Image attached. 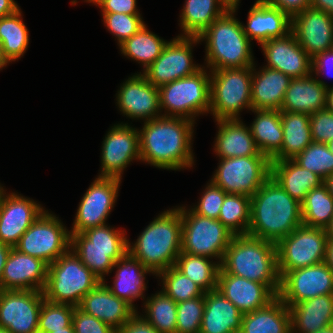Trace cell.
<instances>
[{
    "label": "cell",
    "mask_w": 333,
    "mask_h": 333,
    "mask_svg": "<svg viewBox=\"0 0 333 333\" xmlns=\"http://www.w3.org/2000/svg\"><path fill=\"white\" fill-rule=\"evenodd\" d=\"M179 117L161 116L144 122L139 131L140 160L162 168L179 170L192 167L193 124Z\"/></svg>",
    "instance_id": "obj_1"
},
{
    "label": "cell",
    "mask_w": 333,
    "mask_h": 333,
    "mask_svg": "<svg viewBox=\"0 0 333 333\" xmlns=\"http://www.w3.org/2000/svg\"><path fill=\"white\" fill-rule=\"evenodd\" d=\"M302 225L301 203L272 177L251 196L249 236L277 244Z\"/></svg>",
    "instance_id": "obj_2"
},
{
    "label": "cell",
    "mask_w": 333,
    "mask_h": 333,
    "mask_svg": "<svg viewBox=\"0 0 333 333\" xmlns=\"http://www.w3.org/2000/svg\"><path fill=\"white\" fill-rule=\"evenodd\" d=\"M220 269L224 273L266 284L276 295L280 289L276 244L249 235L234 236Z\"/></svg>",
    "instance_id": "obj_3"
},
{
    "label": "cell",
    "mask_w": 333,
    "mask_h": 333,
    "mask_svg": "<svg viewBox=\"0 0 333 333\" xmlns=\"http://www.w3.org/2000/svg\"><path fill=\"white\" fill-rule=\"evenodd\" d=\"M128 240V252L153 274L175 266L182 247V217L180 208L164 211L140 234L133 246Z\"/></svg>",
    "instance_id": "obj_4"
},
{
    "label": "cell",
    "mask_w": 333,
    "mask_h": 333,
    "mask_svg": "<svg viewBox=\"0 0 333 333\" xmlns=\"http://www.w3.org/2000/svg\"><path fill=\"white\" fill-rule=\"evenodd\" d=\"M237 6L229 8L198 37L206 41L207 67L211 70L253 67L250 40L242 23L233 15Z\"/></svg>",
    "instance_id": "obj_5"
},
{
    "label": "cell",
    "mask_w": 333,
    "mask_h": 333,
    "mask_svg": "<svg viewBox=\"0 0 333 333\" xmlns=\"http://www.w3.org/2000/svg\"><path fill=\"white\" fill-rule=\"evenodd\" d=\"M92 273L70 248L55 262L48 265L44 298L50 302L78 307L82 298L99 283Z\"/></svg>",
    "instance_id": "obj_6"
},
{
    "label": "cell",
    "mask_w": 333,
    "mask_h": 333,
    "mask_svg": "<svg viewBox=\"0 0 333 333\" xmlns=\"http://www.w3.org/2000/svg\"><path fill=\"white\" fill-rule=\"evenodd\" d=\"M210 112L215 120L240 119L245 107L252 111V67L211 70Z\"/></svg>",
    "instance_id": "obj_7"
},
{
    "label": "cell",
    "mask_w": 333,
    "mask_h": 333,
    "mask_svg": "<svg viewBox=\"0 0 333 333\" xmlns=\"http://www.w3.org/2000/svg\"><path fill=\"white\" fill-rule=\"evenodd\" d=\"M210 76L202 67L193 75L159 87L160 109L169 112L162 116L194 121L195 115L210 111Z\"/></svg>",
    "instance_id": "obj_8"
},
{
    "label": "cell",
    "mask_w": 333,
    "mask_h": 333,
    "mask_svg": "<svg viewBox=\"0 0 333 333\" xmlns=\"http://www.w3.org/2000/svg\"><path fill=\"white\" fill-rule=\"evenodd\" d=\"M182 217L181 252L207 258L216 257L222 263L224 253L235 236L220 220L203 217L192 209L180 207Z\"/></svg>",
    "instance_id": "obj_9"
},
{
    "label": "cell",
    "mask_w": 333,
    "mask_h": 333,
    "mask_svg": "<svg viewBox=\"0 0 333 333\" xmlns=\"http://www.w3.org/2000/svg\"><path fill=\"white\" fill-rule=\"evenodd\" d=\"M328 236L325 228L298 226L277 244L278 272L309 267L326 259Z\"/></svg>",
    "instance_id": "obj_10"
},
{
    "label": "cell",
    "mask_w": 333,
    "mask_h": 333,
    "mask_svg": "<svg viewBox=\"0 0 333 333\" xmlns=\"http://www.w3.org/2000/svg\"><path fill=\"white\" fill-rule=\"evenodd\" d=\"M270 177L267 156H246L221 159L211 181L226 193L251 197Z\"/></svg>",
    "instance_id": "obj_11"
},
{
    "label": "cell",
    "mask_w": 333,
    "mask_h": 333,
    "mask_svg": "<svg viewBox=\"0 0 333 333\" xmlns=\"http://www.w3.org/2000/svg\"><path fill=\"white\" fill-rule=\"evenodd\" d=\"M53 214L44 211L21 236L17 250L48 265L70 249L71 234Z\"/></svg>",
    "instance_id": "obj_12"
},
{
    "label": "cell",
    "mask_w": 333,
    "mask_h": 333,
    "mask_svg": "<svg viewBox=\"0 0 333 333\" xmlns=\"http://www.w3.org/2000/svg\"><path fill=\"white\" fill-rule=\"evenodd\" d=\"M199 37L177 36L168 42L160 56L146 69L143 75L159 88L177 79L195 74L201 69L193 64L192 43H199Z\"/></svg>",
    "instance_id": "obj_13"
},
{
    "label": "cell",
    "mask_w": 333,
    "mask_h": 333,
    "mask_svg": "<svg viewBox=\"0 0 333 333\" xmlns=\"http://www.w3.org/2000/svg\"><path fill=\"white\" fill-rule=\"evenodd\" d=\"M326 294H333V271L325 261L287 271L280 277L277 296L288 307Z\"/></svg>",
    "instance_id": "obj_14"
},
{
    "label": "cell",
    "mask_w": 333,
    "mask_h": 333,
    "mask_svg": "<svg viewBox=\"0 0 333 333\" xmlns=\"http://www.w3.org/2000/svg\"><path fill=\"white\" fill-rule=\"evenodd\" d=\"M44 294L36 290H0V328L11 333H34Z\"/></svg>",
    "instance_id": "obj_15"
},
{
    "label": "cell",
    "mask_w": 333,
    "mask_h": 333,
    "mask_svg": "<svg viewBox=\"0 0 333 333\" xmlns=\"http://www.w3.org/2000/svg\"><path fill=\"white\" fill-rule=\"evenodd\" d=\"M121 179L98 176L84 194L70 233H82L86 229L106 224L117 198Z\"/></svg>",
    "instance_id": "obj_16"
},
{
    "label": "cell",
    "mask_w": 333,
    "mask_h": 333,
    "mask_svg": "<svg viewBox=\"0 0 333 333\" xmlns=\"http://www.w3.org/2000/svg\"><path fill=\"white\" fill-rule=\"evenodd\" d=\"M101 177L122 179V171L132 161L140 160L139 130L128 124L114 125L102 144Z\"/></svg>",
    "instance_id": "obj_17"
},
{
    "label": "cell",
    "mask_w": 333,
    "mask_h": 333,
    "mask_svg": "<svg viewBox=\"0 0 333 333\" xmlns=\"http://www.w3.org/2000/svg\"><path fill=\"white\" fill-rule=\"evenodd\" d=\"M5 194L4 188L0 187V242L15 247L45 210L38 203L17 193Z\"/></svg>",
    "instance_id": "obj_18"
},
{
    "label": "cell",
    "mask_w": 333,
    "mask_h": 333,
    "mask_svg": "<svg viewBox=\"0 0 333 333\" xmlns=\"http://www.w3.org/2000/svg\"><path fill=\"white\" fill-rule=\"evenodd\" d=\"M291 32L312 58L333 48V15L310 6L291 17Z\"/></svg>",
    "instance_id": "obj_19"
},
{
    "label": "cell",
    "mask_w": 333,
    "mask_h": 333,
    "mask_svg": "<svg viewBox=\"0 0 333 333\" xmlns=\"http://www.w3.org/2000/svg\"><path fill=\"white\" fill-rule=\"evenodd\" d=\"M48 264L12 247L1 278V290H36L43 292Z\"/></svg>",
    "instance_id": "obj_20"
},
{
    "label": "cell",
    "mask_w": 333,
    "mask_h": 333,
    "mask_svg": "<svg viewBox=\"0 0 333 333\" xmlns=\"http://www.w3.org/2000/svg\"><path fill=\"white\" fill-rule=\"evenodd\" d=\"M119 110L130 118L149 121L160 117L159 90L143 74H136L126 80L117 94Z\"/></svg>",
    "instance_id": "obj_21"
},
{
    "label": "cell",
    "mask_w": 333,
    "mask_h": 333,
    "mask_svg": "<svg viewBox=\"0 0 333 333\" xmlns=\"http://www.w3.org/2000/svg\"><path fill=\"white\" fill-rule=\"evenodd\" d=\"M260 45L268 62L266 67L281 71L291 78L307 77L312 73L311 57L299 45L292 32Z\"/></svg>",
    "instance_id": "obj_22"
},
{
    "label": "cell",
    "mask_w": 333,
    "mask_h": 333,
    "mask_svg": "<svg viewBox=\"0 0 333 333\" xmlns=\"http://www.w3.org/2000/svg\"><path fill=\"white\" fill-rule=\"evenodd\" d=\"M217 290L242 314L266 306L277 296L266 284L224 273L221 269L218 273Z\"/></svg>",
    "instance_id": "obj_23"
},
{
    "label": "cell",
    "mask_w": 333,
    "mask_h": 333,
    "mask_svg": "<svg viewBox=\"0 0 333 333\" xmlns=\"http://www.w3.org/2000/svg\"><path fill=\"white\" fill-rule=\"evenodd\" d=\"M78 307L116 331L137 312L130 304L113 295L105 281L88 292Z\"/></svg>",
    "instance_id": "obj_24"
},
{
    "label": "cell",
    "mask_w": 333,
    "mask_h": 333,
    "mask_svg": "<svg viewBox=\"0 0 333 333\" xmlns=\"http://www.w3.org/2000/svg\"><path fill=\"white\" fill-rule=\"evenodd\" d=\"M247 26L243 31L248 39L258 43L284 37L291 32V17L266 2H257L249 11Z\"/></svg>",
    "instance_id": "obj_25"
},
{
    "label": "cell",
    "mask_w": 333,
    "mask_h": 333,
    "mask_svg": "<svg viewBox=\"0 0 333 333\" xmlns=\"http://www.w3.org/2000/svg\"><path fill=\"white\" fill-rule=\"evenodd\" d=\"M328 86L312 77L292 78L287 88L280 111L313 114L326 108Z\"/></svg>",
    "instance_id": "obj_26"
},
{
    "label": "cell",
    "mask_w": 333,
    "mask_h": 333,
    "mask_svg": "<svg viewBox=\"0 0 333 333\" xmlns=\"http://www.w3.org/2000/svg\"><path fill=\"white\" fill-rule=\"evenodd\" d=\"M243 314L217 289L205 292L200 333L240 332Z\"/></svg>",
    "instance_id": "obj_27"
},
{
    "label": "cell",
    "mask_w": 333,
    "mask_h": 333,
    "mask_svg": "<svg viewBox=\"0 0 333 333\" xmlns=\"http://www.w3.org/2000/svg\"><path fill=\"white\" fill-rule=\"evenodd\" d=\"M251 84L252 110H280L291 77L281 71L264 67L253 72ZM257 73V74H256Z\"/></svg>",
    "instance_id": "obj_28"
},
{
    "label": "cell",
    "mask_w": 333,
    "mask_h": 333,
    "mask_svg": "<svg viewBox=\"0 0 333 333\" xmlns=\"http://www.w3.org/2000/svg\"><path fill=\"white\" fill-rule=\"evenodd\" d=\"M219 125L214 150L220 159L265 156L256 146L250 128L240 119L216 120Z\"/></svg>",
    "instance_id": "obj_29"
},
{
    "label": "cell",
    "mask_w": 333,
    "mask_h": 333,
    "mask_svg": "<svg viewBox=\"0 0 333 333\" xmlns=\"http://www.w3.org/2000/svg\"><path fill=\"white\" fill-rule=\"evenodd\" d=\"M289 311L291 333H297V330L300 333H316L333 324V294L316 296L294 304L289 307Z\"/></svg>",
    "instance_id": "obj_30"
},
{
    "label": "cell",
    "mask_w": 333,
    "mask_h": 333,
    "mask_svg": "<svg viewBox=\"0 0 333 333\" xmlns=\"http://www.w3.org/2000/svg\"><path fill=\"white\" fill-rule=\"evenodd\" d=\"M117 267L113 287L108 286L111 293L118 298L130 304L134 309L133 300L143 297V291L146 290L145 274L153 273L145 267L137 258L132 256L128 251L115 262Z\"/></svg>",
    "instance_id": "obj_31"
},
{
    "label": "cell",
    "mask_w": 333,
    "mask_h": 333,
    "mask_svg": "<svg viewBox=\"0 0 333 333\" xmlns=\"http://www.w3.org/2000/svg\"><path fill=\"white\" fill-rule=\"evenodd\" d=\"M271 177L300 203L310 190L324 183L320 176L302 168L293 159L271 161Z\"/></svg>",
    "instance_id": "obj_32"
},
{
    "label": "cell",
    "mask_w": 333,
    "mask_h": 333,
    "mask_svg": "<svg viewBox=\"0 0 333 333\" xmlns=\"http://www.w3.org/2000/svg\"><path fill=\"white\" fill-rule=\"evenodd\" d=\"M240 333H291L289 307L276 296L266 306L243 314Z\"/></svg>",
    "instance_id": "obj_33"
},
{
    "label": "cell",
    "mask_w": 333,
    "mask_h": 333,
    "mask_svg": "<svg viewBox=\"0 0 333 333\" xmlns=\"http://www.w3.org/2000/svg\"><path fill=\"white\" fill-rule=\"evenodd\" d=\"M257 114L250 126L256 146L271 161L282 160L283 130L280 110H252Z\"/></svg>",
    "instance_id": "obj_34"
},
{
    "label": "cell",
    "mask_w": 333,
    "mask_h": 333,
    "mask_svg": "<svg viewBox=\"0 0 333 333\" xmlns=\"http://www.w3.org/2000/svg\"><path fill=\"white\" fill-rule=\"evenodd\" d=\"M180 25L184 35L198 37L230 7L224 0H186Z\"/></svg>",
    "instance_id": "obj_35"
},
{
    "label": "cell",
    "mask_w": 333,
    "mask_h": 333,
    "mask_svg": "<svg viewBox=\"0 0 333 333\" xmlns=\"http://www.w3.org/2000/svg\"><path fill=\"white\" fill-rule=\"evenodd\" d=\"M281 120L283 130L282 160L294 159L313 142L310 115L281 111Z\"/></svg>",
    "instance_id": "obj_36"
},
{
    "label": "cell",
    "mask_w": 333,
    "mask_h": 333,
    "mask_svg": "<svg viewBox=\"0 0 333 333\" xmlns=\"http://www.w3.org/2000/svg\"><path fill=\"white\" fill-rule=\"evenodd\" d=\"M125 231H119L104 224L71 234V249L128 250Z\"/></svg>",
    "instance_id": "obj_37"
},
{
    "label": "cell",
    "mask_w": 333,
    "mask_h": 333,
    "mask_svg": "<svg viewBox=\"0 0 333 333\" xmlns=\"http://www.w3.org/2000/svg\"><path fill=\"white\" fill-rule=\"evenodd\" d=\"M209 261V258L181 252L175 267L185 276L199 285L205 292L217 289L220 263Z\"/></svg>",
    "instance_id": "obj_38"
},
{
    "label": "cell",
    "mask_w": 333,
    "mask_h": 333,
    "mask_svg": "<svg viewBox=\"0 0 333 333\" xmlns=\"http://www.w3.org/2000/svg\"><path fill=\"white\" fill-rule=\"evenodd\" d=\"M167 43V41L148 31L146 25H144L119 46L123 55L139 61V63L141 62L146 69L160 56Z\"/></svg>",
    "instance_id": "obj_39"
},
{
    "label": "cell",
    "mask_w": 333,
    "mask_h": 333,
    "mask_svg": "<svg viewBox=\"0 0 333 333\" xmlns=\"http://www.w3.org/2000/svg\"><path fill=\"white\" fill-rule=\"evenodd\" d=\"M301 207L303 225L326 228L333 217V196L323 183L306 194Z\"/></svg>",
    "instance_id": "obj_40"
},
{
    "label": "cell",
    "mask_w": 333,
    "mask_h": 333,
    "mask_svg": "<svg viewBox=\"0 0 333 333\" xmlns=\"http://www.w3.org/2000/svg\"><path fill=\"white\" fill-rule=\"evenodd\" d=\"M21 16L18 9L14 14L0 18V39L4 54L10 62L23 56L29 44V31Z\"/></svg>",
    "instance_id": "obj_41"
},
{
    "label": "cell",
    "mask_w": 333,
    "mask_h": 333,
    "mask_svg": "<svg viewBox=\"0 0 333 333\" xmlns=\"http://www.w3.org/2000/svg\"><path fill=\"white\" fill-rule=\"evenodd\" d=\"M251 197L227 193L218 220L235 236L247 235L250 224Z\"/></svg>",
    "instance_id": "obj_42"
},
{
    "label": "cell",
    "mask_w": 333,
    "mask_h": 333,
    "mask_svg": "<svg viewBox=\"0 0 333 333\" xmlns=\"http://www.w3.org/2000/svg\"><path fill=\"white\" fill-rule=\"evenodd\" d=\"M147 320L160 333H176L177 303L163 290L147 299Z\"/></svg>",
    "instance_id": "obj_43"
},
{
    "label": "cell",
    "mask_w": 333,
    "mask_h": 333,
    "mask_svg": "<svg viewBox=\"0 0 333 333\" xmlns=\"http://www.w3.org/2000/svg\"><path fill=\"white\" fill-rule=\"evenodd\" d=\"M163 278L162 290L176 303L203 296L205 291L185 276L175 266H171L157 274Z\"/></svg>",
    "instance_id": "obj_44"
},
{
    "label": "cell",
    "mask_w": 333,
    "mask_h": 333,
    "mask_svg": "<svg viewBox=\"0 0 333 333\" xmlns=\"http://www.w3.org/2000/svg\"><path fill=\"white\" fill-rule=\"evenodd\" d=\"M293 160L323 180L333 174V154L325 143L312 142Z\"/></svg>",
    "instance_id": "obj_45"
},
{
    "label": "cell",
    "mask_w": 333,
    "mask_h": 333,
    "mask_svg": "<svg viewBox=\"0 0 333 333\" xmlns=\"http://www.w3.org/2000/svg\"><path fill=\"white\" fill-rule=\"evenodd\" d=\"M73 251L81 262L103 282L104 275L111 272L115 262L128 250L73 249Z\"/></svg>",
    "instance_id": "obj_46"
},
{
    "label": "cell",
    "mask_w": 333,
    "mask_h": 333,
    "mask_svg": "<svg viewBox=\"0 0 333 333\" xmlns=\"http://www.w3.org/2000/svg\"><path fill=\"white\" fill-rule=\"evenodd\" d=\"M75 306L50 302L46 299L39 313L38 331L51 333L70 326Z\"/></svg>",
    "instance_id": "obj_47"
},
{
    "label": "cell",
    "mask_w": 333,
    "mask_h": 333,
    "mask_svg": "<svg viewBox=\"0 0 333 333\" xmlns=\"http://www.w3.org/2000/svg\"><path fill=\"white\" fill-rule=\"evenodd\" d=\"M205 307L203 296L177 303L176 333H200Z\"/></svg>",
    "instance_id": "obj_48"
},
{
    "label": "cell",
    "mask_w": 333,
    "mask_h": 333,
    "mask_svg": "<svg viewBox=\"0 0 333 333\" xmlns=\"http://www.w3.org/2000/svg\"><path fill=\"white\" fill-rule=\"evenodd\" d=\"M102 16L106 27L115 35L119 44L130 38L145 25L140 15L106 13Z\"/></svg>",
    "instance_id": "obj_49"
},
{
    "label": "cell",
    "mask_w": 333,
    "mask_h": 333,
    "mask_svg": "<svg viewBox=\"0 0 333 333\" xmlns=\"http://www.w3.org/2000/svg\"><path fill=\"white\" fill-rule=\"evenodd\" d=\"M226 192L212 181L206 186L198 205L192 210L200 216L218 219Z\"/></svg>",
    "instance_id": "obj_50"
},
{
    "label": "cell",
    "mask_w": 333,
    "mask_h": 333,
    "mask_svg": "<svg viewBox=\"0 0 333 333\" xmlns=\"http://www.w3.org/2000/svg\"><path fill=\"white\" fill-rule=\"evenodd\" d=\"M310 127L312 141L327 144L333 140V113L324 108L311 114Z\"/></svg>",
    "instance_id": "obj_51"
},
{
    "label": "cell",
    "mask_w": 333,
    "mask_h": 333,
    "mask_svg": "<svg viewBox=\"0 0 333 333\" xmlns=\"http://www.w3.org/2000/svg\"><path fill=\"white\" fill-rule=\"evenodd\" d=\"M72 324L75 333H117L110 325L75 307Z\"/></svg>",
    "instance_id": "obj_52"
},
{
    "label": "cell",
    "mask_w": 333,
    "mask_h": 333,
    "mask_svg": "<svg viewBox=\"0 0 333 333\" xmlns=\"http://www.w3.org/2000/svg\"><path fill=\"white\" fill-rule=\"evenodd\" d=\"M99 6L102 14L124 13L128 15H140L136 8V0H85Z\"/></svg>",
    "instance_id": "obj_53"
},
{
    "label": "cell",
    "mask_w": 333,
    "mask_h": 333,
    "mask_svg": "<svg viewBox=\"0 0 333 333\" xmlns=\"http://www.w3.org/2000/svg\"><path fill=\"white\" fill-rule=\"evenodd\" d=\"M117 333H160L137 312L117 330Z\"/></svg>",
    "instance_id": "obj_54"
},
{
    "label": "cell",
    "mask_w": 333,
    "mask_h": 333,
    "mask_svg": "<svg viewBox=\"0 0 333 333\" xmlns=\"http://www.w3.org/2000/svg\"><path fill=\"white\" fill-rule=\"evenodd\" d=\"M266 3L277 7L290 17L310 7V0H267Z\"/></svg>",
    "instance_id": "obj_55"
},
{
    "label": "cell",
    "mask_w": 333,
    "mask_h": 333,
    "mask_svg": "<svg viewBox=\"0 0 333 333\" xmlns=\"http://www.w3.org/2000/svg\"><path fill=\"white\" fill-rule=\"evenodd\" d=\"M327 67L329 68L328 73L331 72L333 68V48L320 52L311 58V72H315L316 75L325 71L324 69Z\"/></svg>",
    "instance_id": "obj_56"
},
{
    "label": "cell",
    "mask_w": 333,
    "mask_h": 333,
    "mask_svg": "<svg viewBox=\"0 0 333 333\" xmlns=\"http://www.w3.org/2000/svg\"><path fill=\"white\" fill-rule=\"evenodd\" d=\"M18 9L14 0H0V18L14 14Z\"/></svg>",
    "instance_id": "obj_57"
},
{
    "label": "cell",
    "mask_w": 333,
    "mask_h": 333,
    "mask_svg": "<svg viewBox=\"0 0 333 333\" xmlns=\"http://www.w3.org/2000/svg\"><path fill=\"white\" fill-rule=\"evenodd\" d=\"M310 6L314 9L333 15V0H311Z\"/></svg>",
    "instance_id": "obj_58"
},
{
    "label": "cell",
    "mask_w": 333,
    "mask_h": 333,
    "mask_svg": "<svg viewBox=\"0 0 333 333\" xmlns=\"http://www.w3.org/2000/svg\"><path fill=\"white\" fill-rule=\"evenodd\" d=\"M12 247L0 242V290H1V278L4 271V266L6 264L7 258Z\"/></svg>",
    "instance_id": "obj_59"
},
{
    "label": "cell",
    "mask_w": 333,
    "mask_h": 333,
    "mask_svg": "<svg viewBox=\"0 0 333 333\" xmlns=\"http://www.w3.org/2000/svg\"><path fill=\"white\" fill-rule=\"evenodd\" d=\"M325 262L333 271V239L328 240Z\"/></svg>",
    "instance_id": "obj_60"
},
{
    "label": "cell",
    "mask_w": 333,
    "mask_h": 333,
    "mask_svg": "<svg viewBox=\"0 0 333 333\" xmlns=\"http://www.w3.org/2000/svg\"><path fill=\"white\" fill-rule=\"evenodd\" d=\"M326 108L333 113V87L327 88Z\"/></svg>",
    "instance_id": "obj_61"
},
{
    "label": "cell",
    "mask_w": 333,
    "mask_h": 333,
    "mask_svg": "<svg viewBox=\"0 0 333 333\" xmlns=\"http://www.w3.org/2000/svg\"><path fill=\"white\" fill-rule=\"evenodd\" d=\"M9 60L7 59V57L4 54L3 51V44L2 41L0 39V69H2L3 67H5L7 64H9Z\"/></svg>",
    "instance_id": "obj_62"
},
{
    "label": "cell",
    "mask_w": 333,
    "mask_h": 333,
    "mask_svg": "<svg viewBox=\"0 0 333 333\" xmlns=\"http://www.w3.org/2000/svg\"><path fill=\"white\" fill-rule=\"evenodd\" d=\"M324 184L327 186L329 193L333 196V174L324 180Z\"/></svg>",
    "instance_id": "obj_63"
},
{
    "label": "cell",
    "mask_w": 333,
    "mask_h": 333,
    "mask_svg": "<svg viewBox=\"0 0 333 333\" xmlns=\"http://www.w3.org/2000/svg\"><path fill=\"white\" fill-rule=\"evenodd\" d=\"M51 333H75V331H74L73 324H71L70 326L61 328L59 330H55V331H53Z\"/></svg>",
    "instance_id": "obj_64"
},
{
    "label": "cell",
    "mask_w": 333,
    "mask_h": 333,
    "mask_svg": "<svg viewBox=\"0 0 333 333\" xmlns=\"http://www.w3.org/2000/svg\"><path fill=\"white\" fill-rule=\"evenodd\" d=\"M325 229H326L328 239H333V217L331 219L330 224Z\"/></svg>",
    "instance_id": "obj_65"
},
{
    "label": "cell",
    "mask_w": 333,
    "mask_h": 333,
    "mask_svg": "<svg viewBox=\"0 0 333 333\" xmlns=\"http://www.w3.org/2000/svg\"><path fill=\"white\" fill-rule=\"evenodd\" d=\"M316 333H333V324H330V325L324 327L323 329H320Z\"/></svg>",
    "instance_id": "obj_66"
},
{
    "label": "cell",
    "mask_w": 333,
    "mask_h": 333,
    "mask_svg": "<svg viewBox=\"0 0 333 333\" xmlns=\"http://www.w3.org/2000/svg\"><path fill=\"white\" fill-rule=\"evenodd\" d=\"M228 5L229 7H233V6H238L239 4V1L240 0H224Z\"/></svg>",
    "instance_id": "obj_67"
},
{
    "label": "cell",
    "mask_w": 333,
    "mask_h": 333,
    "mask_svg": "<svg viewBox=\"0 0 333 333\" xmlns=\"http://www.w3.org/2000/svg\"><path fill=\"white\" fill-rule=\"evenodd\" d=\"M327 146H328V148H329L330 153L333 154V140L329 141V142L327 143Z\"/></svg>",
    "instance_id": "obj_68"
},
{
    "label": "cell",
    "mask_w": 333,
    "mask_h": 333,
    "mask_svg": "<svg viewBox=\"0 0 333 333\" xmlns=\"http://www.w3.org/2000/svg\"><path fill=\"white\" fill-rule=\"evenodd\" d=\"M0 333H11V332L5 328H0Z\"/></svg>",
    "instance_id": "obj_69"
},
{
    "label": "cell",
    "mask_w": 333,
    "mask_h": 333,
    "mask_svg": "<svg viewBox=\"0 0 333 333\" xmlns=\"http://www.w3.org/2000/svg\"><path fill=\"white\" fill-rule=\"evenodd\" d=\"M267 0H257V2H266Z\"/></svg>",
    "instance_id": "obj_70"
},
{
    "label": "cell",
    "mask_w": 333,
    "mask_h": 333,
    "mask_svg": "<svg viewBox=\"0 0 333 333\" xmlns=\"http://www.w3.org/2000/svg\"><path fill=\"white\" fill-rule=\"evenodd\" d=\"M34 333H44V332H41V331H38V330H37V331H35Z\"/></svg>",
    "instance_id": "obj_71"
}]
</instances>
